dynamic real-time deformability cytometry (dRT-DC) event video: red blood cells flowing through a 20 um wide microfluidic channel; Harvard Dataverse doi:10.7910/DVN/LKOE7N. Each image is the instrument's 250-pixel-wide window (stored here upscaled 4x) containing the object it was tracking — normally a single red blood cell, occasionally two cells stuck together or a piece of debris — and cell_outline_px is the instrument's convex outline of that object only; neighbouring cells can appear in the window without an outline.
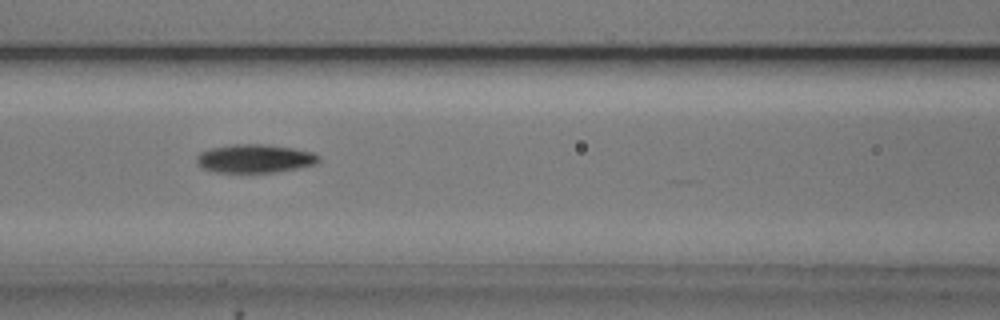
{"species": "common noctule bat (a hibernating species)", "species_latin": "Nyctalus noctula", "temperature_condition": "cold", "stored_images_in_passage": 43, "camera_frame_rate_fps": 3000, "um_per_image_px": 0.085, "animal": {"sex": "male", "body_mass_g": 20.5, "forearm_length_mm": 52.5}, "frame": {"image": 1, "passage_image": 12, "time_ms": 3.667, "image_size_px": [1000, 320], "cell_outline_px": [[320, 160], [316, 164], [296, 168], [272, 172], [216, 172], [200, 168], [196, 164], [196, 156], [200, 152], [212, 148], [232, 144], [264, 144], [292, 148], [312, 152], [320, 156]], "centroid_in_image_um": [21.62, 13.47], "position_along_channel_um": 145.0, "area_um2": 20.23}}
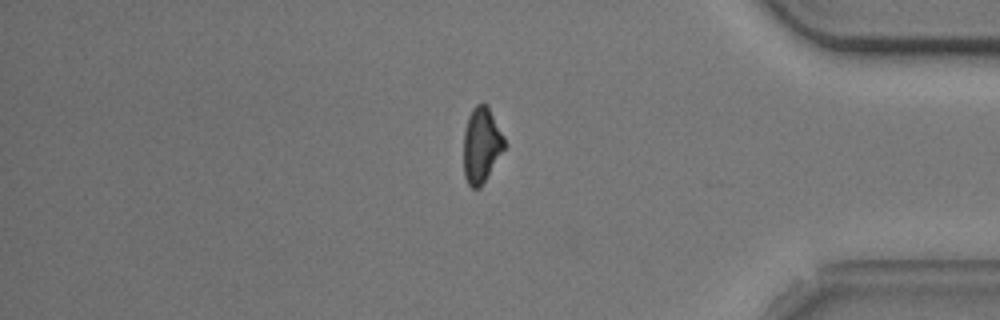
{"frame": {"image": 2, "passage_image": 34, "time_ms": 11.0, "image_size_px": [1000, 320], "cell_outline_px": [[508, 144], [480, 188], [472, 188], [468, 184], [464, 176], [464, 132], [468, 116], [472, 108], [476, 104], [488, 104]], "centroid_in_image_um": [40.94, 12.31], "position_along_channel_um": 394.3, "area_um2": 18.21}}
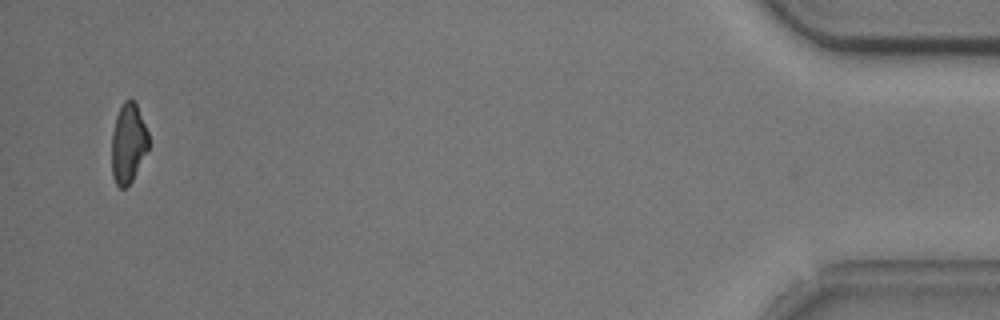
{"frame": {"image": 3, "passage_image": 41, "time_ms": 13.333, "image_size_px": [1000, 320], "cell_outline_px": [[148, 148], [132, 180], [124, 188], [120, 188], [116, 184], [112, 176], [112, 132], [116, 116], [124, 100], [132, 100], [136, 104], [148, 132]], "centroid_in_image_um": [10.88, 12.18], "position_along_channel_um": 424.3, "area_um2": 16.82}, "authors_computed_cell_mechanics": {"area_um2": 19.2474, "velocity_mm_per_s": 3.77, "shape_relaxation_time_tau1_ms": 3.0166, "shape_relaxation_time_tau2_ms": null, "deformation_change_tau1": 0.1421, "deformation_change_tau2": null}}